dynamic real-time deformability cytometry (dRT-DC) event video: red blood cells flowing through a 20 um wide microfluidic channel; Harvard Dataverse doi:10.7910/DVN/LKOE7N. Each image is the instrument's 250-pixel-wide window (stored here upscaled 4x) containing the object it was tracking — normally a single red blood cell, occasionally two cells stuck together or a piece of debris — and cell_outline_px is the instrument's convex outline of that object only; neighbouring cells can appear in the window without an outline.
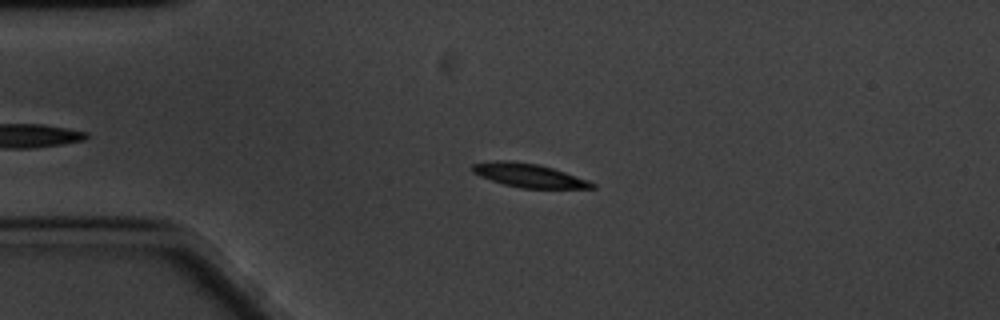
{"species": "common noctule bat (a hibernating species)", "species_latin": "Nyctalus noctula", "temperature_condition": "cold", "stored_images_in_passage": 55, "camera_frame_rate_fps": 3000, "um_per_image_px": 0.085, "animal": {"sex": "male", "body_mass_g": 20.1, "forearm_length_mm": 53.5}, "frame": {"image": 1, "passage_image": 13, "time_ms": 4.0, "image_size_px": [1000, 320], "cell_outline_px": [[596, 188], [520, 188], [504, 184], [480, 176], [472, 172], [472, 164], [496, 160], [504, 160], [536, 164], [552, 168], [588, 180], [596, 184]], "centroid_in_image_um": [44.94, 14.91], "position_along_channel_um": 40.1, "area_um2": 16.24}}
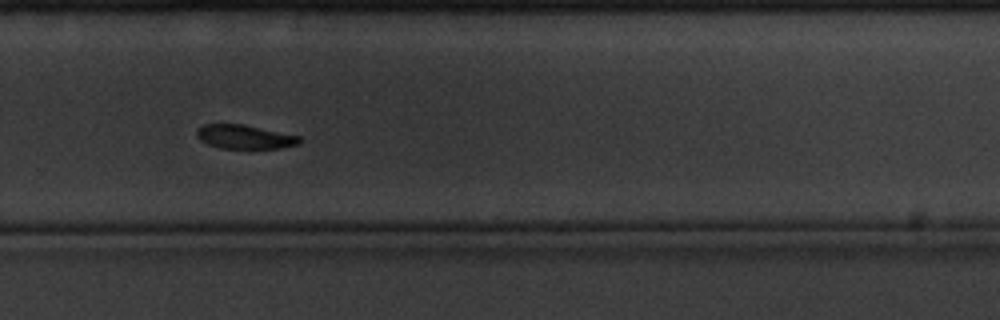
{"frame": {"image": 2, "passage_image": 40, "time_ms": 13.0, "image_size_px": [1000, 320], "cell_outline_px": [[300, 144], [280, 148], [220, 148], [208, 144], [200, 140], [196, 136], [196, 128], [204, 124], [244, 124], [300, 136]], "centroid_in_image_um": [20.77, 11.62], "position_along_channel_um": 309.0, "area_um2": 14.39}}
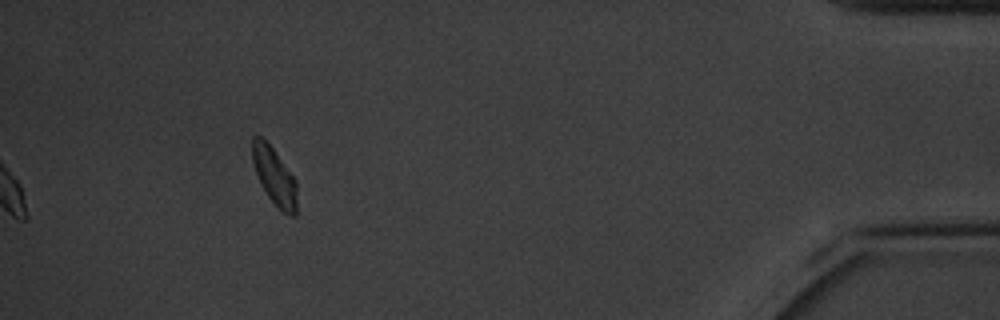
{"frame": {"image": 3, "passage_image": 55, "time_ms": 18.0, "image_size_px": [1000, 320], "cell_outline_px": [[296, 216], [288, 216], [268, 196], [260, 184], [252, 160], [252, 136], [260, 136], [272, 148], [296, 180]], "centroid_in_image_um": [23.32, 14.99], "position_along_channel_um": 411.9, "area_um2": 14.57}, "authors_computed_cell_mechanics": {"area_um2": 15.895, "velocity_mm_per_s": 3.2732, "shape_relaxation_time_tau1_ms": 2.0844, "shape_relaxation_time_tau2_ms": 2.3674, "deformation_change_tau1": 0.1209, "deformation_change_tau2": 0.0603}}